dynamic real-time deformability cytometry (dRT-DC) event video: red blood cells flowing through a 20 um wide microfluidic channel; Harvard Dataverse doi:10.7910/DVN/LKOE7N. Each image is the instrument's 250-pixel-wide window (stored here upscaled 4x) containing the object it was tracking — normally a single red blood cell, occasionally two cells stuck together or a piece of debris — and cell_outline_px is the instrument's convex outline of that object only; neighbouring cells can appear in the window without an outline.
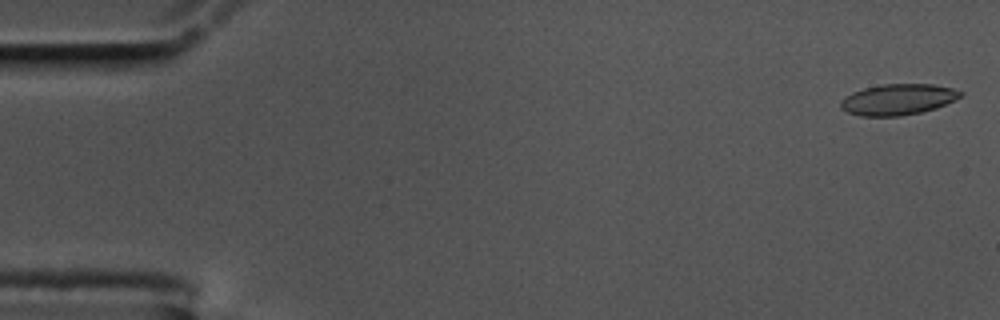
{"species": "common noctule bat (a hibernating species)", "species_latin": "Nyctalus noctula", "temperature_condition": "cold", "stored_images_in_passage": 11, "camera_frame_rate_fps": 3000, "um_per_image_px": 0.085, "animal": {"sex": "male", "body_mass_g": 17.5, "forearm_length_mm": 52.3}, "frame": {"image": 1, "passage_image": 2, "time_ms": 0.333, "image_size_px": [1000, 320], "cell_outline_px": [[964, 92], [960, 96], [936, 108], [920, 112], [900, 116], [860, 116], [848, 112], [840, 108], [840, 100], [844, 96], [852, 92], [864, 88], [880, 84], [932, 84], [952, 88]], "centroid_in_image_um": [76.27, 8.45], "position_along_channel_um": 8.7, "area_um2": 21.56}}